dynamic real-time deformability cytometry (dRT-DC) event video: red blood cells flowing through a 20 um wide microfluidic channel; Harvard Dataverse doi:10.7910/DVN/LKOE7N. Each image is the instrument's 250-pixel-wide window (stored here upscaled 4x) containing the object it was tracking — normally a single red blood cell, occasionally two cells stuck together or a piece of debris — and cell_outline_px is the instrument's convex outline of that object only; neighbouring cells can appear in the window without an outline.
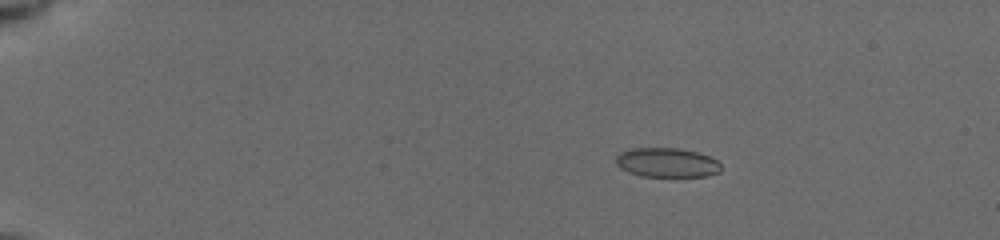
{"species": "common noctule bat (a hibernating species)", "species_latin": "Nyctalus noctula", "temperature_condition": "cold", "stored_images_in_passage": 18, "camera_frame_rate_fps": 3000, "um_per_image_px": 0.085, "animal": {"sex": "female", "body_mass_g": 19.5, "forearm_length_mm": 54.1}, "frame": {"image": 1, "passage_image": 7, "time_ms": 3.333, "image_size_px": [1000, 240], "cell_outline_px": [[720, 172], [704, 176], [640, 176], [628, 172], [620, 168], [616, 164], [616, 156], [620, 152], [632, 148], [680, 148], [696, 152], [708, 156], [716, 160], [720, 164]], "centroid_in_image_um": [56.65, 13.81], "position_along_channel_um": 28.4, "area_um2": 17.92}}
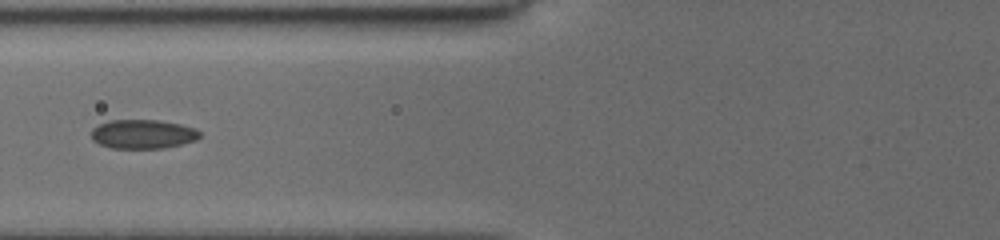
{"frame": {"image": 2, "passage_image": 15, "time_ms": 8.0, "image_size_px": [1000, 240], "cell_outline_px": [[200, 136], [196, 140], [164, 148], [112, 148], [100, 144], [92, 140], [92, 128], [108, 120], [160, 120], [180, 124], [196, 128], [200, 132]], "centroid_in_image_um": [12.15, 11.39], "position_along_channel_um": 113.7, "area_um2": 18.38}}
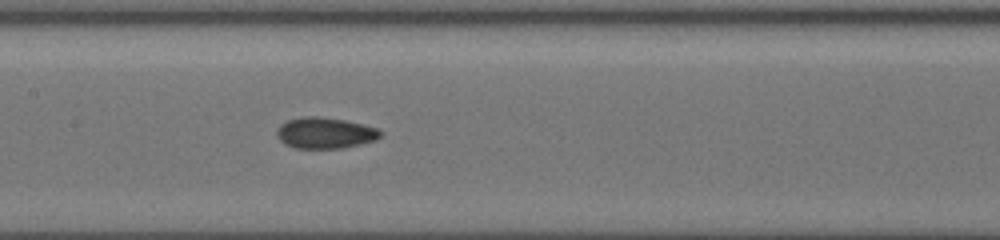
{"frame": {"image": 3, "passage_image": 18, "time_ms": 9.667, "image_size_px": [1000, 240], "cell_outline_px": [[384, 132], [376, 140], [340, 148], [296, 148], [284, 144], [276, 136], [276, 132], [280, 124], [288, 120], [300, 116], [320, 116], [344, 120], [376, 128]], "centroid_in_image_um": [27.59, 11.29], "position_along_channel_um": 179.8, "area_um2": 18.73}}